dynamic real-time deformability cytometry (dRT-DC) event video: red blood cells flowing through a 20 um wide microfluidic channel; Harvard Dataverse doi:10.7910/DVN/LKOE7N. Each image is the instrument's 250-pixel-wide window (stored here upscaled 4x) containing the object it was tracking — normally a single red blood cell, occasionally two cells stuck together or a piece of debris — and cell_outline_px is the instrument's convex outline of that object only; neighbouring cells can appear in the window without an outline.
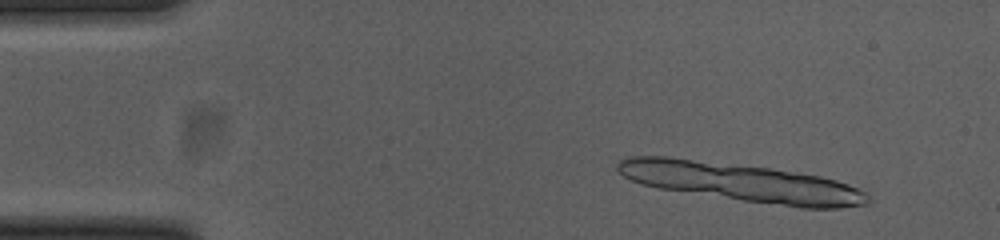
{"species": "common noctule bat (a hibernating species)", "species_latin": "Nyctalus noctula", "temperature_condition": "cold", "stored_images_in_passage": 11, "camera_frame_rate_fps": 3000, "um_per_image_px": 0.085, "animal": {"sex": "female", "body_mass_g": 23.0, "forearm_length_mm": 53.4}, "frame": {"image": 1, "passage_image": 5, "time_ms": 1.333, "image_size_px": [1000, 240], "cell_outline_px": [[868, 204], [840, 208], [800, 208], [660, 188], [640, 184], [624, 176], [616, 168], [616, 164], [624, 156], [668, 156], [772, 168], [820, 176], [836, 180], [848, 184], [868, 192]], "centroid_in_image_um": [63.03, 15.48], "position_along_channel_um": 22.0, "area_um2": 55.95}}